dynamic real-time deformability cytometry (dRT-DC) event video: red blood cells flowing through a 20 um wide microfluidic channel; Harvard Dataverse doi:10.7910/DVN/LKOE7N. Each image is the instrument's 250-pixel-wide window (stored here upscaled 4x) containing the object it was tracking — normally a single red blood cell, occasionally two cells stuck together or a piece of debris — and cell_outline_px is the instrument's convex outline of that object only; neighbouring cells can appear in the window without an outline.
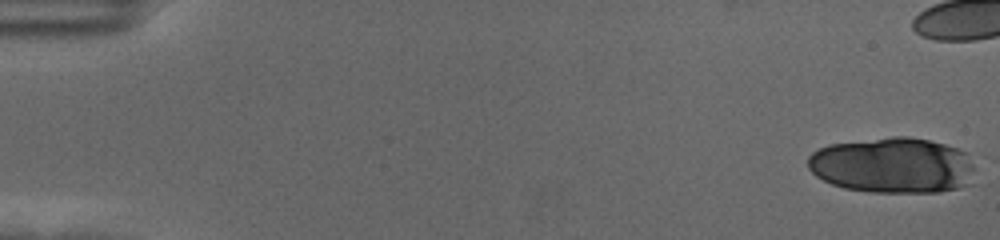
{"species": "human", "species_latin": "Homo sapiens", "temperature_condition": "cold", "stored_images_in_passage": 21, "camera_frame_rate_fps": 3000, "um_per_image_px": 0.085, "donor": {"sex": "female"}, "frame": {"image": 1, "passage_image": 1, "time_ms": 0.0, "image_size_px": [1000, 240], "cell_outline_px": [[972, 184], [960, 188], [940, 192], [872, 192], [844, 188], [832, 184], [816, 176], [808, 168], [808, 156], [812, 152], [828, 144], [892, 136], [908, 136], [928, 140], [944, 144], [968, 152], [972, 164]], "centroid_in_image_um": [75.88, 14.05], "position_along_channel_um": 9.1, "area_um2": 54.62}}